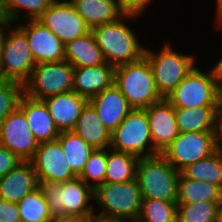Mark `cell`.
Returning <instances> with one entry per match:
<instances>
[{
    "label": "cell",
    "mask_w": 222,
    "mask_h": 222,
    "mask_svg": "<svg viewBox=\"0 0 222 222\" xmlns=\"http://www.w3.org/2000/svg\"><path fill=\"white\" fill-rule=\"evenodd\" d=\"M137 18L140 17L123 15L114 22L91 29L105 62L114 68L144 57L146 47L139 41L137 32L126 23V20L134 22Z\"/></svg>",
    "instance_id": "1"
},
{
    "label": "cell",
    "mask_w": 222,
    "mask_h": 222,
    "mask_svg": "<svg viewBox=\"0 0 222 222\" xmlns=\"http://www.w3.org/2000/svg\"><path fill=\"white\" fill-rule=\"evenodd\" d=\"M39 188L47 200L53 219L65 216H90L97 209L94 189L79 177L63 183L39 182Z\"/></svg>",
    "instance_id": "2"
},
{
    "label": "cell",
    "mask_w": 222,
    "mask_h": 222,
    "mask_svg": "<svg viewBox=\"0 0 222 222\" xmlns=\"http://www.w3.org/2000/svg\"><path fill=\"white\" fill-rule=\"evenodd\" d=\"M113 84L133 109H145L163 99L156 88L152 69L145 57L115 67Z\"/></svg>",
    "instance_id": "3"
},
{
    "label": "cell",
    "mask_w": 222,
    "mask_h": 222,
    "mask_svg": "<svg viewBox=\"0 0 222 222\" xmlns=\"http://www.w3.org/2000/svg\"><path fill=\"white\" fill-rule=\"evenodd\" d=\"M180 172L161 154L139 158L136 179L141 197L163 201H177Z\"/></svg>",
    "instance_id": "4"
},
{
    "label": "cell",
    "mask_w": 222,
    "mask_h": 222,
    "mask_svg": "<svg viewBox=\"0 0 222 222\" xmlns=\"http://www.w3.org/2000/svg\"><path fill=\"white\" fill-rule=\"evenodd\" d=\"M94 204L102 216L123 222L138 219L141 209V191L137 179L123 183L104 182L94 189Z\"/></svg>",
    "instance_id": "5"
},
{
    "label": "cell",
    "mask_w": 222,
    "mask_h": 222,
    "mask_svg": "<svg viewBox=\"0 0 222 222\" xmlns=\"http://www.w3.org/2000/svg\"><path fill=\"white\" fill-rule=\"evenodd\" d=\"M144 57L150 64L156 88L163 98L171 93L197 65L195 55L174 51L169 41L163 44L159 52L147 47Z\"/></svg>",
    "instance_id": "6"
},
{
    "label": "cell",
    "mask_w": 222,
    "mask_h": 222,
    "mask_svg": "<svg viewBox=\"0 0 222 222\" xmlns=\"http://www.w3.org/2000/svg\"><path fill=\"white\" fill-rule=\"evenodd\" d=\"M36 62L25 33L11 24L0 57V79L21 83L29 79Z\"/></svg>",
    "instance_id": "7"
},
{
    "label": "cell",
    "mask_w": 222,
    "mask_h": 222,
    "mask_svg": "<svg viewBox=\"0 0 222 222\" xmlns=\"http://www.w3.org/2000/svg\"><path fill=\"white\" fill-rule=\"evenodd\" d=\"M110 149L129 153L138 158L158 153L153 149L145 109H133L111 133Z\"/></svg>",
    "instance_id": "8"
},
{
    "label": "cell",
    "mask_w": 222,
    "mask_h": 222,
    "mask_svg": "<svg viewBox=\"0 0 222 222\" xmlns=\"http://www.w3.org/2000/svg\"><path fill=\"white\" fill-rule=\"evenodd\" d=\"M74 67L65 61L38 63L23 84L26 96L43 100L46 97L72 91Z\"/></svg>",
    "instance_id": "9"
},
{
    "label": "cell",
    "mask_w": 222,
    "mask_h": 222,
    "mask_svg": "<svg viewBox=\"0 0 222 222\" xmlns=\"http://www.w3.org/2000/svg\"><path fill=\"white\" fill-rule=\"evenodd\" d=\"M165 98L174 108L217 107L211 70L203 72L194 66Z\"/></svg>",
    "instance_id": "10"
},
{
    "label": "cell",
    "mask_w": 222,
    "mask_h": 222,
    "mask_svg": "<svg viewBox=\"0 0 222 222\" xmlns=\"http://www.w3.org/2000/svg\"><path fill=\"white\" fill-rule=\"evenodd\" d=\"M216 151L215 131L179 133L161 155L179 172Z\"/></svg>",
    "instance_id": "11"
},
{
    "label": "cell",
    "mask_w": 222,
    "mask_h": 222,
    "mask_svg": "<svg viewBox=\"0 0 222 222\" xmlns=\"http://www.w3.org/2000/svg\"><path fill=\"white\" fill-rule=\"evenodd\" d=\"M0 145L22 161H30L39 145L28 126L24 112L17 107L0 124Z\"/></svg>",
    "instance_id": "12"
},
{
    "label": "cell",
    "mask_w": 222,
    "mask_h": 222,
    "mask_svg": "<svg viewBox=\"0 0 222 222\" xmlns=\"http://www.w3.org/2000/svg\"><path fill=\"white\" fill-rule=\"evenodd\" d=\"M65 45L90 31L69 0H55L37 19Z\"/></svg>",
    "instance_id": "13"
},
{
    "label": "cell",
    "mask_w": 222,
    "mask_h": 222,
    "mask_svg": "<svg viewBox=\"0 0 222 222\" xmlns=\"http://www.w3.org/2000/svg\"><path fill=\"white\" fill-rule=\"evenodd\" d=\"M30 162L39 182L63 183L77 177L58 140L39 143Z\"/></svg>",
    "instance_id": "14"
},
{
    "label": "cell",
    "mask_w": 222,
    "mask_h": 222,
    "mask_svg": "<svg viewBox=\"0 0 222 222\" xmlns=\"http://www.w3.org/2000/svg\"><path fill=\"white\" fill-rule=\"evenodd\" d=\"M17 25L26 35L36 64L65 61V45L38 20Z\"/></svg>",
    "instance_id": "15"
},
{
    "label": "cell",
    "mask_w": 222,
    "mask_h": 222,
    "mask_svg": "<svg viewBox=\"0 0 222 222\" xmlns=\"http://www.w3.org/2000/svg\"><path fill=\"white\" fill-rule=\"evenodd\" d=\"M153 149L161 154L179 134L175 108L163 98L145 108Z\"/></svg>",
    "instance_id": "16"
},
{
    "label": "cell",
    "mask_w": 222,
    "mask_h": 222,
    "mask_svg": "<svg viewBox=\"0 0 222 222\" xmlns=\"http://www.w3.org/2000/svg\"><path fill=\"white\" fill-rule=\"evenodd\" d=\"M104 126L112 133L133 110L121 91L112 84L88 100Z\"/></svg>",
    "instance_id": "17"
},
{
    "label": "cell",
    "mask_w": 222,
    "mask_h": 222,
    "mask_svg": "<svg viewBox=\"0 0 222 222\" xmlns=\"http://www.w3.org/2000/svg\"><path fill=\"white\" fill-rule=\"evenodd\" d=\"M43 101L58 130L64 132L73 130L88 99L72 90L46 97Z\"/></svg>",
    "instance_id": "18"
},
{
    "label": "cell",
    "mask_w": 222,
    "mask_h": 222,
    "mask_svg": "<svg viewBox=\"0 0 222 222\" xmlns=\"http://www.w3.org/2000/svg\"><path fill=\"white\" fill-rule=\"evenodd\" d=\"M18 107L24 112L28 126L39 143L57 140L60 131L43 100L23 94Z\"/></svg>",
    "instance_id": "19"
},
{
    "label": "cell",
    "mask_w": 222,
    "mask_h": 222,
    "mask_svg": "<svg viewBox=\"0 0 222 222\" xmlns=\"http://www.w3.org/2000/svg\"><path fill=\"white\" fill-rule=\"evenodd\" d=\"M39 187L37 175L30 161H22L5 176L0 177V198L18 203Z\"/></svg>",
    "instance_id": "20"
},
{
    "label": "cell",
    "mask_w": 222,
    "mask_h": 222,
    "mask_svg": "<svg viewBox=\"0 0 222 222\" xmlns=\"http://www.w3.org/2000/svg\"><path fill=\"white\" fill-rule=\"evenodd\" d=\"M72 81V90L89 100L113 84L114 67L108 63L98 66L74 67Z\"/></svg>",
    "instance_id": "21"
},
{
    "label": "cell",
    "mask_w": 222,
    "mask_h": 222,
    "mask_svg": "<svg viewBox=\"0 0 222 222\" xmlns=\"http://www.w3.org/2000/svg\"><path fill=\"white\" fill-rule=\"evenodd\" d=\"M93 149L110 148L111 132L101 122L96 109L88 101L72 130Z\"/></svg>",
    "instance_id": "22"
},
{
    "label": "cell",
    "mask_w": 222,
    "mask_h": 222,
    "mask_svg": "<svg viewBox=\"0 0 222 222\" xmlns=\"http://www.w3.org/2000/svg\"><path fill=\"white\" fill-rule=\"evenodd\" d=\"M90 30L114 22L124 14L117 0H69Z\"/></svg>",
    "instance_id": "23"
},
{
    "label": "cell",
    "mask_w": 222,
    "mask_h": 222,
    "mask_svg": "<svg viewBox=\"0 0 222 222\" xmlns=\"http://www.w3.org/2000/svg\"><path fill=\"white\" fill-rule=\"evenodd\" d=\"M65 60L73 67L98 66L106 63L91 30L65 44Z\"/></svg>",
    "instance_id": "24"
},
{
    "label": "cell",
    "mask_w": 222,
    "mask_h": 222,
    "mask_svg": "<svg viewBox=\"0 0 222 222\" xmlns=\"http://www.w3.org/2000/svg\"><path fill=\"white\" fill-rule=\"evenodd\" d=\"M217 114V107L175 108L178 131H215Z\"/></svg>",
    "instance_id": "25"
},
{
    "label": "cell",
    "mask_w": 222,
    "mask_h": 222,
    "mask_svg": "<svg viewBox=\"0 0 222 222\" xmlns=\"http://www.w3.org/2000/svg\"><path fill=\"white\" fill-rule=\"evenodd\" d=\"M221 202L222 190L213 184L186 178L181 172L178 178L177 204Z\"/></svg>",
    "instance_id": "26"
},
{
    "label": "cell",
    "mask_w": 222,
    "mask_h": 222,
    "mask_svg": "<svg viewBox=\"0 0 222 222\" xmlns=\"http://www.w3.org/2000/svg\"><path fill=\"white\" fill-rule=\"evenodd\" d=\"M139 158L129 153L107 148L105 182L123 183L136 179Z\"/></svg>",
    "instance_id": "27"
},
{
    "label": "cell",
    "mask_w": 222,
    "mask_h": 222,
    "mask_svg": "<svg viewBox=\"0 0 222 222\" xmlns=\"http://www.w3.org/2000/svg\"><path fill=\"white\" fill-rule=\"evenodd\" d=\"M57 140L72 172L78 177L94 149L73 131L60 132Z\"/></svg>",
    "instance_id": "28"
},
{
    "label": "cell",
    "mask_w": 222,
    "mask_h": 222,
    "mask_svg": "<svg viewBox=\"0 0 222 222\" xmlns=\"http://www.w3.org/2000/svg\"><path fill=\"white\" fill-rule=\"evenodd\" d=\"M181 173L186 178L207 182L222 190V153L216 150L206 158L188 165Z\"/></svg>",
    "instance_id": "29"
},
{
    "label": "cell",
    "mask_w": 222,
    "mask_h": 222,
    "mask_svg": "<svg viewBox=\"0 0 222 222\" xmlns=\"http://www.w3.org/2000/svg\"><path fill=\"white\" fill-rule=\"evenodd\" d=\"M17 205L21 222H46L53 219L39 187L24 196Z\"/></svg>",
    "instance_id": "30"
},
{
    "label": "cell",
    "mask_w": 222,
    "mask_h": 222,
    "mask_svg": "<svg viewBox=\"0 0 222 222\" xmlns=\"http://www.w3.org/2000/svg\"><path fill=\"white\" fill-rule=\"evenodd\" d=\"M138 220L141 222H177V202L142 198Z\"/></svg>",
    "instance_id": "31"
},
{
    "label": "cell",
    "mask_w": 222,
    "mask_h": 222,
    "mask_svg": "<svg viewBox=\"0 0 222 222\" xmlns=\"http://www.w3.org/2000/svg\"><path fill=\"white\" fill-rule=\"evenodd\" d=\"M54 1L55 0H5V4L8 14L13 24H15L23 18L22 22L37 20ZM22 11H24V13Z\"/></svg>",
    "instance_id": "32"
},
{
    "label": "cell",
    "mask_w": 222,
    "mask_h": 222,
    "mask_svg": "<svg viewBox=\"0 0 222 222\" xmlns=\"http://www.w3.org/2000/svg\"><path fill=\"white\" fill-rule=\"evenodd\" d=\"M220 203L177 204V222H217Z\"/></svg>",
    "instance_id": "33"
},
{
    "label": "cell",
    "mask_w": 222,
    "mask_h": 222,
    "mask_svg": "<svg viewBox=\"0 0 222 222\" xmlns=\"http://www.w3.org/2000/svg\"><path fill=\"white\" fill-rule=\"evenodd\" d=\"M106 164L107 149H94L78 177L95 189L105 182Z\"/></svg>",
    "instance_id": "34"
},
{
    "label": "cell",
    "mask_w": 222,
    "mask_h": 222,
    "mask_svg": "<svg viewBox=\"0 0 222 222\" xmlns=\"http://www.w3.org/2000/svg\"><path fill=\"white\" fill-rule=\"evenodd\" d=\"M23 94L21 83L0 79V124L18 107Z\"/></svg>",
    "instance_id": "35"
},
{
    "label": "cell",
    "mask_w": 222,
    "mask_h": 222,
    "mask_svg": "<svg viewBox=\"0 0 222 222\" xmlns=\"http://www.w3.org/2000/svg\"><path fill=\"white\" fill-rule=\"evenodd\" d=\"M120 10L124 15H132L141 18L146 9L151 6L153 0H117Z\"/></svg>",
    "instance_id": "36"
},
{
    "label": "cell",
    "mask_w": 222,
    "mask_h": 222,
    "mask_svg": "<svg viewBox=\"0 0 222 222\" xmlns=\"http://www.w3.org/2000/svg\"><path fill=\"white\" fill-rule=\"evenodd\" d=\"M22 160L6 147L0 145V177L5 176L15 168Z\"/></svg>",
    "instance_id": "37"
},
{
    "label": "cell",
    "mask_w": 222,
    "mask_h": 222,
    "mask_svg": "<svg viewBox=\"0 0 222 222\" xmlns=\"http://www.w3.org/2000/svg\"><path fill=\"white\" fill-rule=\"evenodd\" d=\"M0 222H21L17 203L0 198Z\"/></svg>",
    "instance_id": "38"
},
{
    "label": "cell",
    "mask_w": 222,
    "mask_h": 222,
    "mask_svg": "<svg viewBox=\"0 0 222 222\" xmlns=\"http://www.w3.org/2000/svg\"><path fill=\"white\" fill-rule=\"evenodd\" d=\"M216 150L222 153V112H218L215 125Z\"/></svg>",
    "instance_id": "39"
},
{
    "label": "cell",
    "mask_w": 222,
    "mask_h": 222,
    "mask_svg": "<svg viewBox=\"0 0 222 222\" xmlns=\"http://www.w3.org/2000/svg\"><path fill=\"white\" fill-rule=\"evenodd\" d=\"M214 80L217 109L218 112H222V78H214Z\"/></svg>",
    "instance_id": "40"
},
{
    "label": "cell",
    "mask_w": 222,
    "mask_h": 222,
    "mask_svg": "<svg viewBox=\"0 0 222 222\" xmlns=\"http://www.w3.org/2000/svg\"><path fill=\"white\" fill-rule=\"evenodd\" d=\"M13 24L7 9L5 0H0V25H11Z\"/></svg>",
    "instance_id": "41"
},
{
    "label": "cell",
    "mask_w": 222,
    "mask_h": 222,
    "mask_svg": "<svg viewBox=\"0 0 222 222\" xmlns=\"http://www.w3.org/2000/svg\"><path fill=\"white\" fill-rule=\"evenodd\" d=\"M88 222H123V221L111 217L102 216L97 213H93L92 215L88 216Z\"/></svg>",
    "instance_id": "42"
},
{
    "label": "cell",
    "mask_w": 222,
    "mask_h": 222,
    "mask_svg": "<svg viewBox=\"0 0 222 222\" xmlns=\"http://www.w3.org/2000/svg\"><path fill=\"white\" fill-rule=\"evenodd\" d=\"M55 222H88V216H65L56 218Z\"/></svg>",
    "instance_id": "43"
},
{
    "label": "cell",
    "mask_w": 222,
    "mask_h": 222,
    "mask_svg": "<svg viewBox=\"0 0 222 222\" xmlns=\"http://www.w3.org/2000/svg\"><path fill=\"white\" fill-rule=\"evenodd\" d=\"M213 78H222V57L218 59L216 64L210 69Z\"/></svg>",
    "instance_id": "44"
},
{
    "label": "cell",
    "mask_w": 222,
    "mask_h": 222,
    "mask_svg": "<svg viewBox=\"0 0 222 222\" xmlns=\"http://www.w3.org/2000/svg\"><path fill=\"white\" fill-rule=\"evenodd\" d=\"M216 5H217L216 6L217 12L215 15V17H216L215 20H217V21H216L215 25H218V27L222 29V0H216Z\"/></svg>",
    "instance_id": "45"
},
{
    "label": "cell",
    "mask_w": 222,
    "mask_h": 222,
    "mask_svg": "<svg viewBox=\"0 0 222 222\" xmlns=\"http://www.w3.org/2000/svg\"><path fill=\"white\" fill-rule=\"evenodd\" d=\"M10 25H0V57H1V51L3 49V44L5 41V35L7 33V30Z\"/></svg>",
    "instance_id": "46"
},
{
    "label": "cell",
    "mask_w": 222,
    "mask_h": 222,
    "mask_svg": "<svg viewBox=\"0 0 222 222\" xmlns=\"http://www.w3.org/2000/svg\"><path fill=\"white\" fill-rule=\"evenodd\" d=\"M217 222H222V201L219 204Z\"/></svg>",
    "instance_id": "47"
},
{
    "label": "cell",
    "mask_w": 222,
    "mask_h": 222,
    "mask_svg": "<svg viewBox=\"0 0 222 222\" xmlns=\"http://www.w3.org/2000/svg\"><path fill=\"white\" fill-rule=\"evenodd\" d=\"M127 222H141V221L138 220V219H134V220H130V221H127Z\"/></svg>",
    "instance_id": "48"
},
{
    "label": "cell",
    "mask_w": 222,
    "mask_h": 222,
    "mask_svg": "<svg viewBox=\"0 0 222 222\" xmlns=\"http://www.w3.org/2000/svg\"><path fill=\"white\" fill-rule=\"evenodd\" d=\"M46 222H55V219H51V220L46 221Z\"/></svg>",
    "instance_id": "49"
}]
</instances>
